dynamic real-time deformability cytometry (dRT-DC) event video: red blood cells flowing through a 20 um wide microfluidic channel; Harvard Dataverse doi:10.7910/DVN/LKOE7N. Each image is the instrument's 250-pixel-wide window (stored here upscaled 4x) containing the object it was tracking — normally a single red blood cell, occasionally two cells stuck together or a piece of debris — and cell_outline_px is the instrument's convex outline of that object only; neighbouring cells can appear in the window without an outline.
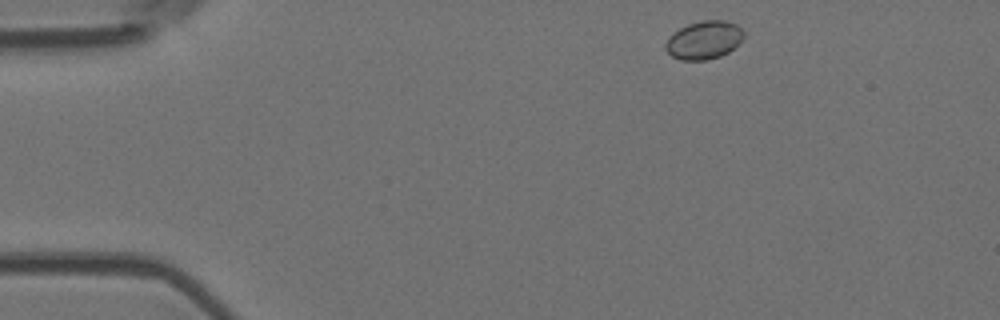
{"species": "Egyptian fruit bat (a non-hibernating species)", "species_latin": "Rousettus aegyptiacus", "temperature_condition": "room temperature", "stored_images_in_passage": 3, "camera_frame_rate_fps": 3000, "um_per_image_px": 0.085, "animal": {"sex": "female"}, "frame": {"image": 1, "passage_image": 1, "time_ms": 0.0, "image_size_px": [1000, 320], "cell_outline_px": [[744, 36], [728, 52], [720, 56], [708, 60], [680, 60], [672, 56], [664, 48], [664, 44], [668, 36], [672, 32], [688, 24], [700, 20], [724, 20], [736, 24], [744, 32]], "centroid_in_image_um": [59.79, 3.4], "position_along_channel_um": 25.2, "area_um2": 17.46}}